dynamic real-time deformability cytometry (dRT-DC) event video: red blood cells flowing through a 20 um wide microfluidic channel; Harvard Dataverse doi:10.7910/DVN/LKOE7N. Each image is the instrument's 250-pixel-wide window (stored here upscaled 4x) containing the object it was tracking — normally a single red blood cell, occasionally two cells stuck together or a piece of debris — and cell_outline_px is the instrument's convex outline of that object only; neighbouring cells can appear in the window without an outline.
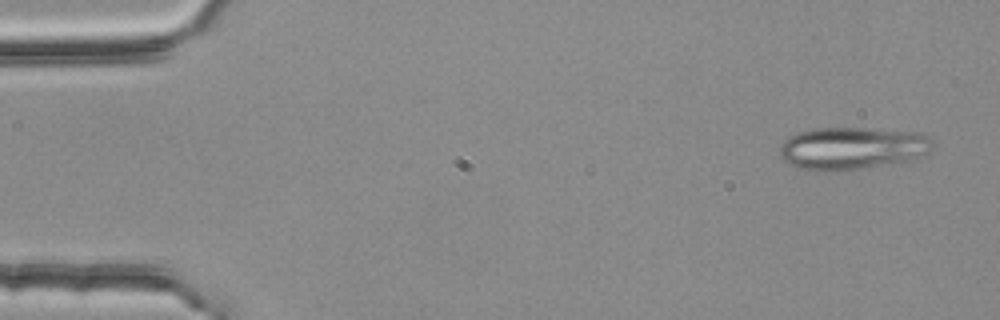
{"species": "common noctule bat (a hibernating species)", "species_latin": "Nyctalus noctula", "temperature_condition": "room temperature", "stored_images_in_passage": 3, "camera_frame_rate_fps": 3000, "um_per_image_px": 0.085, "animal": {"sex": "female", "body_mass_g": 25.1}, "frame": {"image": 1, "passage_image": 1, "time_ms": 0.0, "image_size_px": [1000, 320], "cell_outline_px": [[932, 144], [928, 152], [924, 156], [904, 160], [836, 172], [824, 172], [796, 168], [784, 160], [780, 152], [780, 144], [784, 140], [796, 132], [820, 128], [860, 128], [916, 132], [932, 140]], "centroid_in_image_um": [72.34, 12.6], "position_along_channel_um": 12.7, "area_um2": 37.4}}